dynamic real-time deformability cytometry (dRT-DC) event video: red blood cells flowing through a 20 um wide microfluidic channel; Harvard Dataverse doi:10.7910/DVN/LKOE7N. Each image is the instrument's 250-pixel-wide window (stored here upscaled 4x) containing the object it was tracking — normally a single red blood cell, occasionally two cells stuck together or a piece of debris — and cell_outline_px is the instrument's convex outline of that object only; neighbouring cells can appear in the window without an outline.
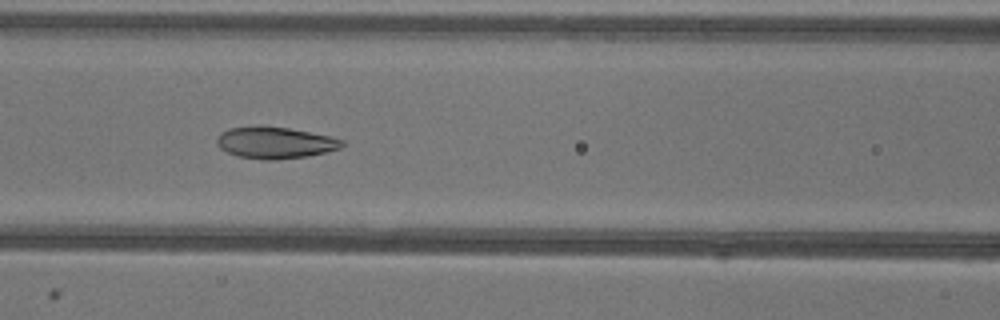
{"species": "common noctule bat (a hibernating species)", "species_latin": "Nyctalus noctula", "temperature_condition": "warm", "stored_images_in_passage": 51, "camera_frame_rate_fps": 3000, "um_per_image_px": 0.085, "animal": {"sex": "female"}, "frame": {"image": 1, "passage_image": 21, "time_ms": 6.667, "image_size_px": [1000, 320], "cell_outline_px": [[344, 144], [340, 148], [308, 156], [276, 160], [264, 160], [240, 156], [228, 152], [220, 148], [216, 144], [216, 136], [220, 132], [228, 128], [256, 124], [260, 124], [288, 128], [332, 136], [344, 140]], "centroid_in_image_um": [23.34, 12.1], "position_along_channel_um": 143.3, "area_um2": 23.52}}
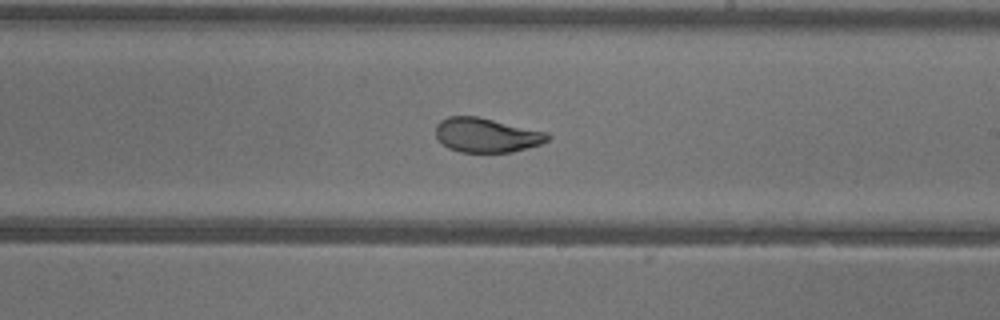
{"frame": {"image": 2, "passage_image": 29, "time_ms": 9.333, "image_size_px": [1000, 320], "cell_outline_px": [[552, 136], [548, 140], [540, 144], [512, 152], [460, 152], [448, 148], [436, 136], [436, 124], [440, 120], [448, 116], [476, 116], [548, 132]], "centroid_in_image_um": [41.36, 11.48], "position_along_channel_um": 247.6, "area_um2": 22.37}}
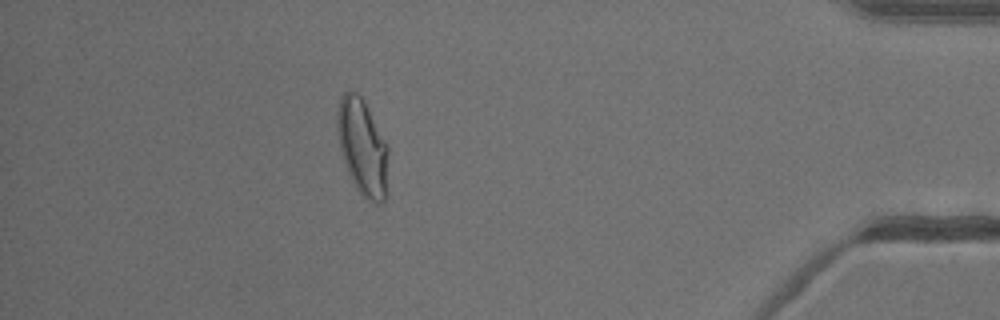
{"frame": {"image": 3, "passage_image": 45, "time_ms": 14.667, "image_size_px": [1000, 320], "cell_outline_px": [[388, 192], [384, 200], [380, 204], [376, 204], [368, 200], [356, 188], [348, 172], [340, 148], [336, 128], [336, 112], [340, 100], [344, 92], [348, 88], [356, 92], [364, 100], [388, 144]], "centroid_in_image_um": [30.84, 12.5], "position_along_channel_um": 404.4, "area_um2": 29.19}, "authors_computed_cell_mechanics": {"area_um2": 25.8366, "velocity_mm_per_s": 3.9314, "shape_relaxation_time_tau1_ms": 6.7879, "shape_relaxation_time_tau2_ms": 1.1768, "deformation_change_tau1": 0.1996, "deformation_change_tau2": 0.061}}